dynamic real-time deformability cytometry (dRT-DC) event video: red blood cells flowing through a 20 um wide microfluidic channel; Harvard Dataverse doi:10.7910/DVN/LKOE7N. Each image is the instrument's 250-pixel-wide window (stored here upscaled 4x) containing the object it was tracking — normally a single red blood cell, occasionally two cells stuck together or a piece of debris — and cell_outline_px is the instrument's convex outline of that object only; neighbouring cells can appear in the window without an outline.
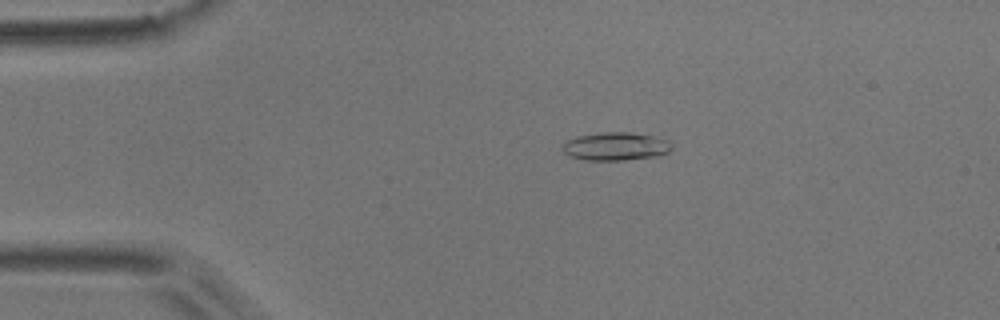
{"species": "common noctule bat (a hibernating species)", "species_latin": "Nyctalus noctula", "temperature_condition": "room temperature", "stored_images_in_passage": 3, "camera_frame_rate_fps": 3000, "um_per_image_px": 0.085, "animal": {"sex": "male", "body_mass_g": 17.9}, "frame": {"image": 1, "passage_image": 1, "time_ms": 0.0, "image_size_px": [1000, 320], "cell_outline_px": [[672, 148], [668, 152], [656, 156], [624, 160], [584, 160], [568, 156], [564, 152], [564, 144], [568, 140], [580, 136], [604, 132], [632, 132], [656, 136], [668, 140], [672, 144]], "centroid_in_image_um": [52.38, 12.44], "position_along_channel_um": 32.6, "area_um2": 17.86}}
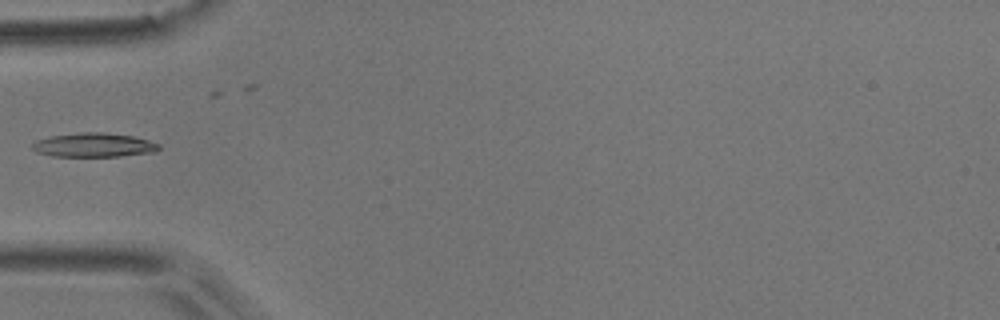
{"frame": {"image": 2, "passage_image": 3, "time_ms": 0.667, "image_size_px": [1000, 320], "cell_outline_px": [[160, 148], [156, 152], [120, 156], [52, 156], [36, 152], [32, 148], [32, 144], [36, 140], [48, 136], [84, 132], [104, 132], [132, 136], [148, 140], [160, 144]], "centroid_in_image_um": [7.97, 12.32], "position_along_channel_um": 77.0, "area_um2": 17.8}}